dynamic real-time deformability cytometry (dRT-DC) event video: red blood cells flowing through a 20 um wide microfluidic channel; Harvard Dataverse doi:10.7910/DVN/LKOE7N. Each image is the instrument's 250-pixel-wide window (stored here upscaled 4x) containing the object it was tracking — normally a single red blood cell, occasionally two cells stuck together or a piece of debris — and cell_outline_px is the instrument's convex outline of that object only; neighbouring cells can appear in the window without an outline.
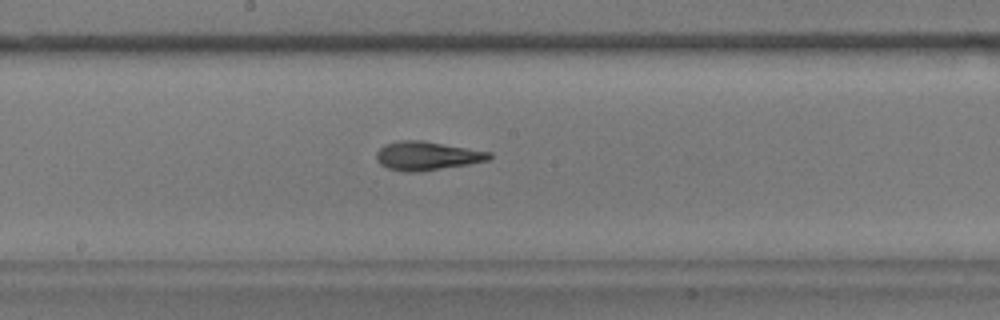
{"species": "common noctule bat (a hibernating species)", "species_latin": "Nyctalus noctula", "temperature_condition": "warm", "stored_images_in_passage": 48, "camera_frame_rate_fps": 3000, "um_per_image_px": 0.085, "animal": {"sex": "male", "body_mass_g": 17.9}, "frame": {"image": 1, "passage_image": 26, "time_ms": 8.333, "image_size_px": [1000, 320], "cell_outline_px": [[492, 156], [488, 160], [468, 164], [420, 172], [404, 172], [388, 168], [380, 164], [376, 160], [376, 152], [384, 144], [400, 140], [424, 140], [492, 152]], "centroid_in_image_um": [36.28, 13.24], "position_along_channel_um": 211.9, "area_um2": 19.07}}
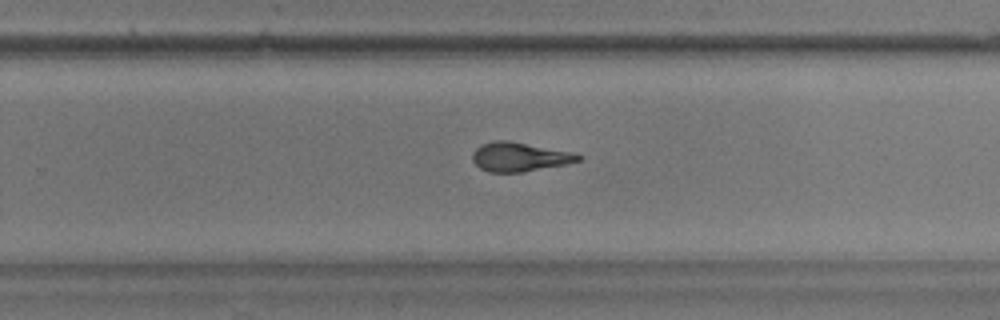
{"frame": {"image": 2, "passage_image": 32, "time_ms": 10.333, "image_size_px": [1000, 320], "cell_outline_px": [[584, 156], [580, 160], [564, 164], [524, 172], [488, 172], [480, 168], [472, 160], [472, 152], [480, 144], [492, 140], [504, 140], [568, 152]], "centroid_in_image_um": [44.07, 13.34], "position_along_channel_um": 285.7, "area_um2": 17.57}}
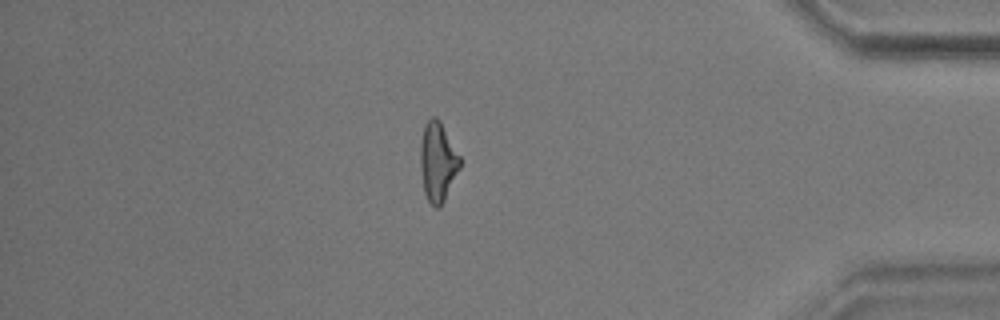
{"frame": {"image": 3, "passage_image": 44, "time_ms": 14.333, "image_size_px": [1000, 320], "cell_outline_px": [[460, 168], [440, 208], [436, 208], [428, 200], [424, 192], [420, 168], [420, 144], [424, 124], [432, 116], [436, 116], [440, 120], [460, 156]], "centroid_in_image_um": [37.19, 13.73], "position_along_channel_um": 398.0, "area_um2": 18.32}, "authors_computed_cell_mechanics": {"area_um2": 18.3226, "velocity_mm_per_s": 3.6994, "shape_relaxation_time_tau1_ms": 4.3621, "shape_relaxation_time_tau2_ms": 2.7419, "deformation_change_tau1": 0.1788, "deformation_change_tau2": 0.1247}}